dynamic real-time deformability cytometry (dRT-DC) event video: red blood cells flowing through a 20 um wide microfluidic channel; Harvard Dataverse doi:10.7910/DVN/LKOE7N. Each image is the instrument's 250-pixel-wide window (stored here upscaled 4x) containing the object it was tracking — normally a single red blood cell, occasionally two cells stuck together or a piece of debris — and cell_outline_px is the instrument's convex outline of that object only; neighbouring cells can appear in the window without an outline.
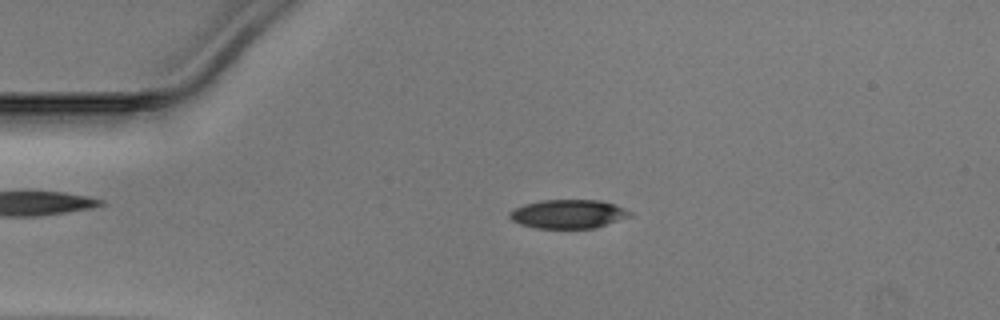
{"species": "Egyptian fruit bat (a non-hibernating species)", "species_latin": "Rousettus aegyptiacus", "temperature_condition": "warm", "stored_images_in_passage": 40, "camera_frame_rate_fps": 3000, "um_per_image_px": 0.085, "animal": {"sex": "male"}, "frame": {"image": 1, "passage_image": 1, "time_ms": 0.0, "image_size_px": [1000, 320], "cell_outline_px": [[632, 216], [596, 228], [536, 228], [520, 224], [512, 220], [508, 216], [508, 212], [524, 204], [540, 200], [600, 200], [616, 204], [632, 212]], "centroid_in_image_um": [48.32, 18.19], "position_along_channel_um": 36.7, "area_um2": 20.35}}
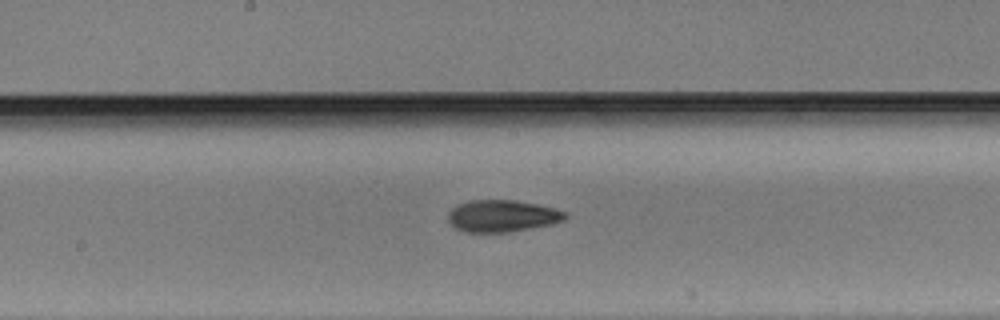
{"frame": {"image": 2, "passage_image": 16, "time_ms": 5.0, "image_size_px": [1000, 320], "cell_outline_px": [[568, 216], [564, 220], [552, 224], [512, 232], [464, 232], [456, 228], [448, 220], [448, 212], [456, 204], [468, 200], [516, 200], [556, 208], [568, 212]], "centroid_in_image_um": [42.7, 18.35], "position_along_channel_um": 205.5, "area_um2": 22.08}}
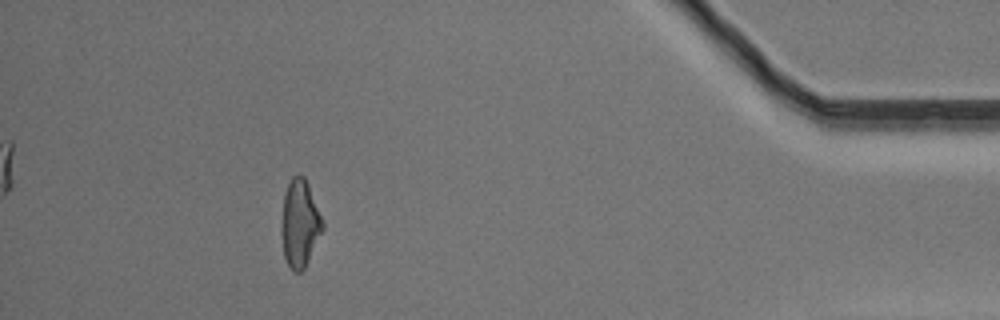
{"frame": {"image": 3, "passage_image": 35, "time_ms": 11.333, "image_size_px": [1000, 320], "cell_outline_px": [[324, 228], [304, 268], [300, 272], [296, 272], [288, 264], [284, 256], [284, 192], [292, 176], [304, 176], [308, 184], [324, 224]], "centroid_in_image_um": [25.53, 18.97], "position_along_channel_um": 409.7, "area_um2": 19.83}}